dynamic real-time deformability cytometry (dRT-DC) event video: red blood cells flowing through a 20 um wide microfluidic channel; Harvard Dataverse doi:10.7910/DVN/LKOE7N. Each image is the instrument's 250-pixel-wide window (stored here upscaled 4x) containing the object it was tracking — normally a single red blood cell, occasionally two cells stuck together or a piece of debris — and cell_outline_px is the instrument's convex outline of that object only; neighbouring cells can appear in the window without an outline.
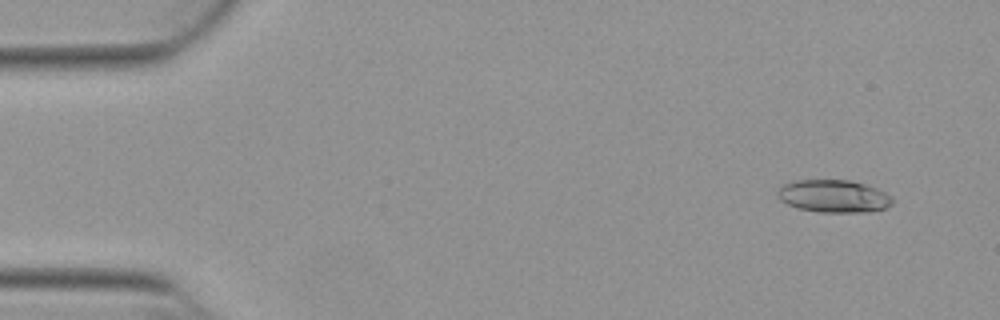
{"species": "Egyptian fruit bat (a non-hibernating species)", "species_latin": "Rousettus aegyptiacus", "temperature_condition": "warm", "stored_images_in_passage": 52, "camera_frame_rate_fps": 3000, "um_per_image_px": 0.085, "animal": {"sex": "female"}, "frame": {"image": 1, "passage_image": 4, "time_ms": 1.0, "image_size_px": [1000, 320], "cell_outline_px": [[892, 204], [884, 208], [860, 212], [820, 212], [800, 208], [788, 204], [780, 200], [776, 196], [776, 192], [784, 184], [796, 180], [848, 180], [864, 184], [876, 188], [892, 196]], "centroid_in_image_um": [70.83, 16.66], "position_along_channel_um": 14.2, "area_um2": 21.56}}
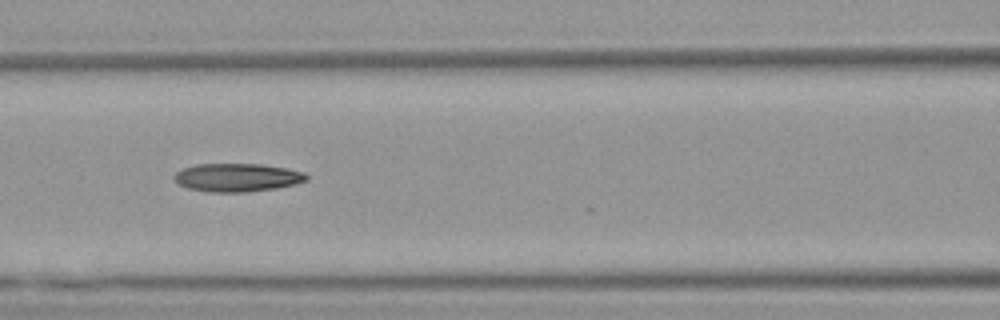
{"frame": {"image": 2, "passage_image": 23, "time_ms": 7.333, "image_size_px": [1000, 320], "cell_outline_px": [[308, 180], [276, 188], [244, 192], [208, 192], [188, 188], [180, 184], [172, 176], [176, 172], [184, 168], [196, 164], [260, 164], [284, 168], [304, 172], [308, 176]], "centroid_in_image_um": [20.14, 15.08], "position_along_channel_um": 146.5, "area_um2": 21.56}}
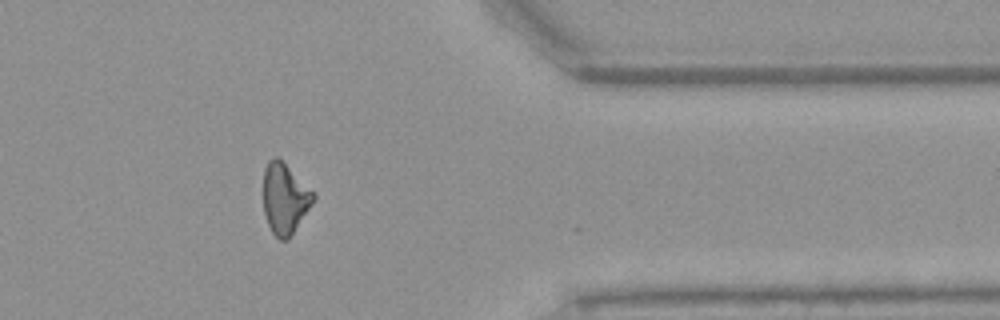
{"frame": {"image": 3, "passage_image": 43, "time_ms": 14.0, "image_size_px": [1000, 320], "cell_outline_px": [[316, 196], [312, 204], [288, 240], [280, 240], [272, 232], [268, 224], [264, 212], [264, 168], [268, 160], [272, 156], [276, 156], [316, 192]], "centroid_in_image_um": [24.22, 16.86], "position_along_channel_um": 387.2, "area_um2": 20.58}, "authors_computed_cell_mechanics": {"area_um2": 21.2993, "velocity_mm_per_s": 3.8814, "shape_relaxation_time_tau1_ms": null, "shape_relaxation_time_tau2_ms": 7.4153, "deformation_change_tau1": null, "deformation_change_tau2": 0.1873}}